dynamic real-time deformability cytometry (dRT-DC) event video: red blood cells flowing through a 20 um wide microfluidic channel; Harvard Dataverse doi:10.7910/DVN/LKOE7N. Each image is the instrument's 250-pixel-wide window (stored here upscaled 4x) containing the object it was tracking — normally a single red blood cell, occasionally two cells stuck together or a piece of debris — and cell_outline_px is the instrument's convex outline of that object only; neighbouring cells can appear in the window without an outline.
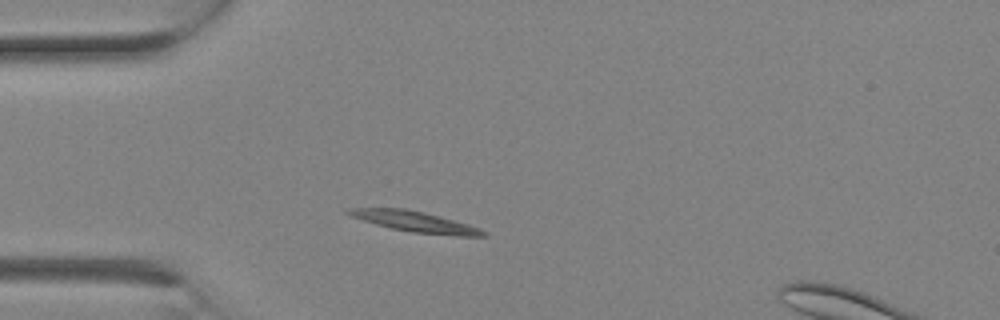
{"species": "Egyptian fruit bat (a non-hibernating species)", "species_latin": "Rousettus aegyptiacus", "temperature_condition": "room temperature", "stored_images_in_passage": 4, "camera_frame_rate_fps": 3000, "um_per_image_px": 0.085, "animal": {"sex": "female"}, "frame": {"image": 1, "passage_image": 3, "time_ms": 0.667, "image_size_px": [1000, 320], "cell_outline_px": [[488, 236], [460, 236], [412, 232], [392, 228], [376, 224], [352, 216], [344, 212], [348, 208], [404, 208], [424, 212], [440, 216], [468, 224], [480, 228], [488, 232]], "centroid_in_image_um": [35.33, 18.84], "position_along_channel_um": 49.7, "area_um2": 16.07}}